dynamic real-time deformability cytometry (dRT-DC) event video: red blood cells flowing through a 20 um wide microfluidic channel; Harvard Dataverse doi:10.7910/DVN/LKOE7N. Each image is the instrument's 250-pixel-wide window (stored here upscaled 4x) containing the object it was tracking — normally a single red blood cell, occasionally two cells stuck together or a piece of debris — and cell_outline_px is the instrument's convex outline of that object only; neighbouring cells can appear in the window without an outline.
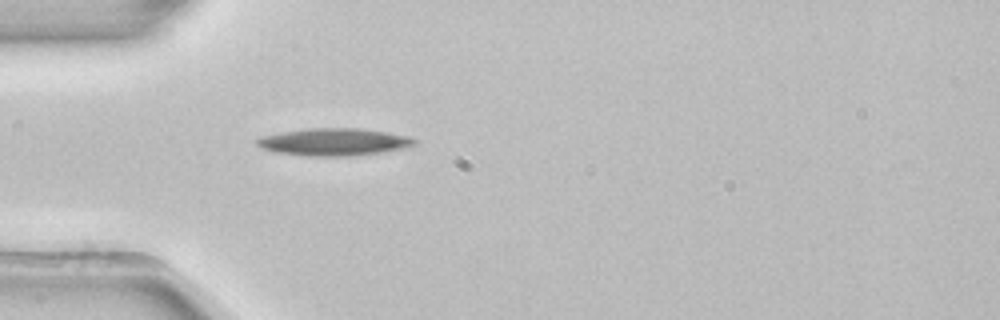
{"species": "common noctule bat (a hibernating species)", "species_latin": "Nyctalus noctula", "temperature_condition": "room temperature", "stored_images_in_passage": 36, "camera_frame_rate_fps": 3000, "um_per_image_px": 0.085, "animal": {"sex": "female", "body_mass_g": 22.7, "forearm_length_mm": 54.2}, "frame": {"image": 1, "passage_image": 1, "time_ms": 0.0, "image_size_px": [1000, 320], "cell_outline_px": [[416, 144], [408, 148], [380, 152], [348, 156], [308, 156], [272, 152], [260, 148], [256, 144], [256, 140], [260, 136], [280, 132], [308, 128], [360, 128], [388, 132], [408, 136], [416, 140]], "centroid_in_image_um": [28.35, 12.06], "position_along_channel_um": 56.6, "area_um2": 25.37}}
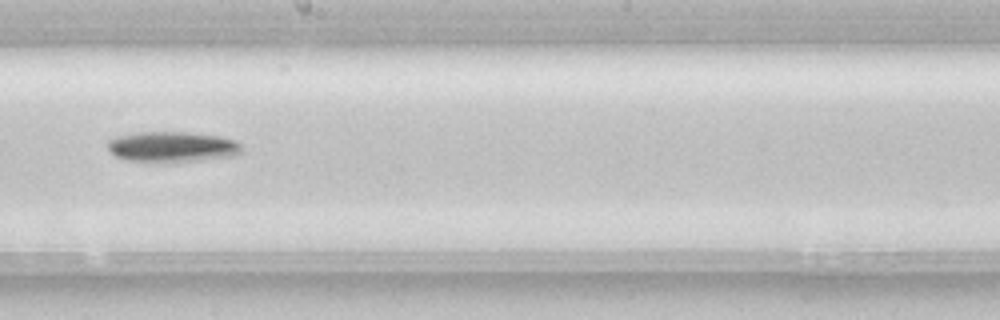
{"frame": {"image": 2, "passage_image": 15, "time_ms": 4.667, "image_size_px": [1000, 320], "cell_outline_px": [[244, 152], [236, 156], [172, 164], [168, 164], [124, 160], [116, 156], [108, 148], [108, 140], [116, 136], [140, 132], [188, 132], [220, 136], [236, 140], [240, 144]], "centroid_in_image_um": [14.68, 12.51], "position_along_channel_um": 233.5, "area_um2": 24.74}}
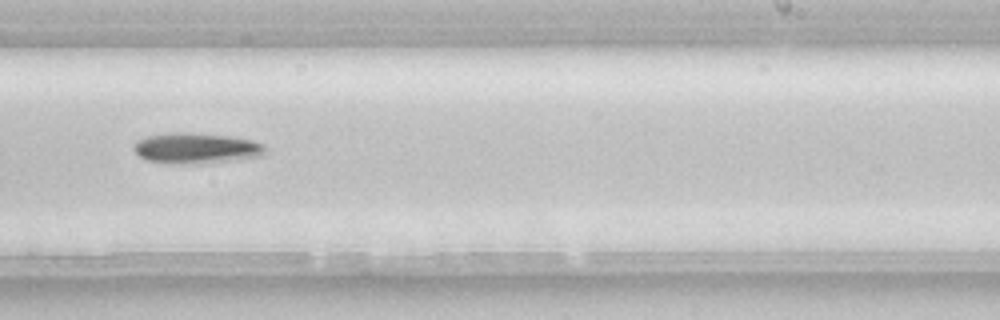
{"frame": {"image": 3, "passage_image": 18, "time_ms": 5.667, "image_size_px": [1000, 320], "cell_outline_px": [[264, 156], [208, 164], [172, 164], [148, 160], [140, 156], [132, 148], [136, 140], [148, 136], [168, 132], [188, 132], [228, 136], [252, 140], [264, 144]], "centroid_in_image_um": [16.68, 12.61], "position_along_channel_um": 272.3, "area_um2": 23.87}, "authors_computed_cell_mechanics": {"area_um2": 21.8195, "velocity_mm_per_s": 3.9139, "shape_relaxation_time_tau1_ms": 3.8355, "shape_relaxation_time_tau2_ms": null, "deformation_change_tau1": 0.1527, "deformation_change_tau2": null}}